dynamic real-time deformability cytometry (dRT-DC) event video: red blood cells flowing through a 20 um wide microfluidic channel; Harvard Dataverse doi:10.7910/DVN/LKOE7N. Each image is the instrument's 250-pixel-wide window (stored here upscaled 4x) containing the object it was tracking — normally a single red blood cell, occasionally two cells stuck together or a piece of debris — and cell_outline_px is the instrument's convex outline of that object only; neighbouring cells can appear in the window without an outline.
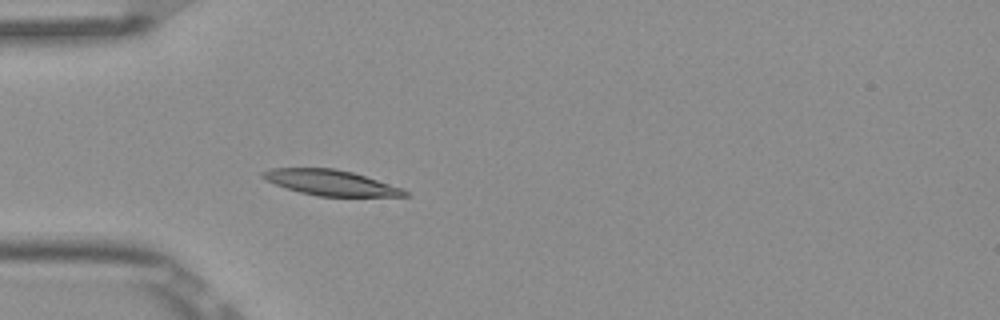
{"species": "Egyptian fruit bat (a non-hibernating species)", "species_latin": "Rousettus aegyptiacus", "temperature_condition": "room temperature", "stored_images_in_passage": 4, "camera_frame_rate_fps": 3000, "um_per_image_px": 0.085, "frame": {"image": 1, "passage_image": 4, "time_ms": 1.0, "image_size_px": [1000, 320], "cell_outline_px": [[408, 196], [316, 196], [300, 192], [276, 184], [260, 176], [260, 172], [272, 168], [336, 168], [352, 172], [404, 188], [408, 192]], "centroid_in_image_um": [28.13, 15.52], "position_along_channel_um": 56.9, "area_um2": 20.92}}